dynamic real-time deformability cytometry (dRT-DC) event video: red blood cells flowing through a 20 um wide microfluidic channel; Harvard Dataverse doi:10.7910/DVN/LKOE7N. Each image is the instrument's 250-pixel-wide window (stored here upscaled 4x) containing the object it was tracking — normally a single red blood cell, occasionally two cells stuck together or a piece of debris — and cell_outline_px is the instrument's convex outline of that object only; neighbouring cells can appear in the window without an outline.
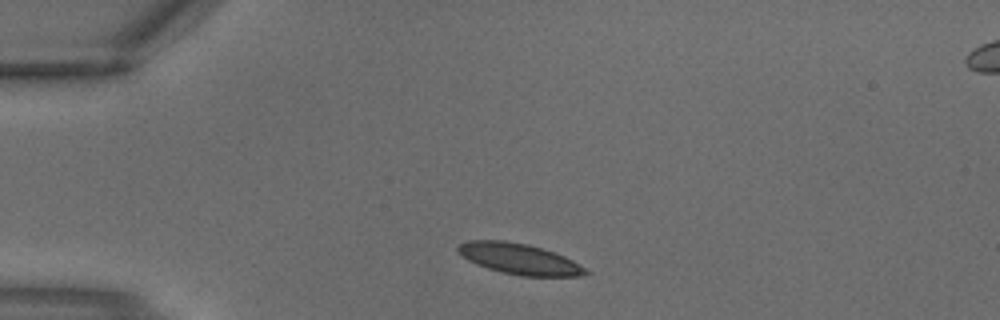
{"species": "common noctule bat (a hibernating species)", "species_latin": "Nyctalus noctula", "temperature_condition": "warm", "stored_images_in_passage": 2, "camera_frame_rate_fps": 3000, "um_per_image_px": 0.085, "animal": {"sex": "male", "body_mass_g": 18.8}, "frame": {"image": 1, "passage_image": 1, "time_ms": 0.0, "image_size_px": [1000, 320], "cell_outline_px": [[592, 272], [580, 276], [520, 276], [488, 268], [476, 264], [468, 260], [456, 252], [456, 244], [468, 240], [504, 240], [528, 244], [544, 248], [556, 252], [580, 264]], "centroid_in_image_um": [44.13, 21.99], "position_along_channel_um": 40.9, "area_um2": 23.24}}